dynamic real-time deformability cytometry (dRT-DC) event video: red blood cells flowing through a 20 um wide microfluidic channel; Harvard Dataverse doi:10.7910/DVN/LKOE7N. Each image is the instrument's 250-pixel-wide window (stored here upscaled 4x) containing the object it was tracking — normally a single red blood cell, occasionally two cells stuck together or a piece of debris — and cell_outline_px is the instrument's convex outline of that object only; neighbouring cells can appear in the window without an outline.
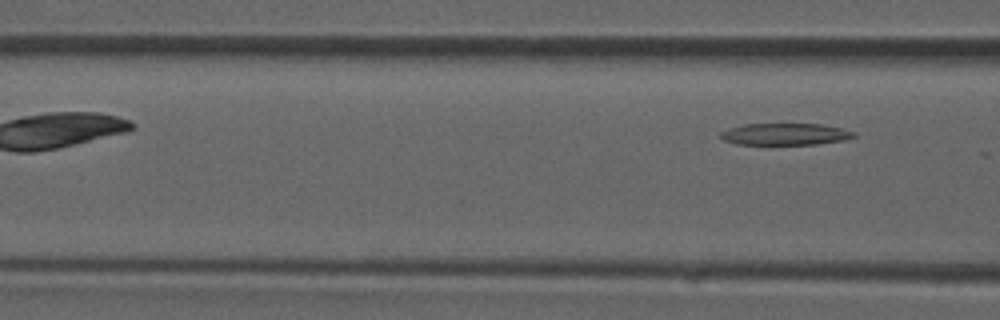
{"species": "common noctule bat (a hibernating species)", "species_latin": "Nyctalus noctula", "temperature_condition": "room temperature", "stored_images_in_passage": 3, "camera_frame_rate_fps": 3000, "um_per_image_px": 0.085, "animal": {"sex": "male", "forearm_length_mm": 52.5}, "frame": {"image": 1, "passage_image": 3, "time_ms": 3.0, "image_size_px": [1000, 320], "cell_outline_px": [[856, 136], [844, 140], [816, 144], [736, 144], [724, 140], [720, 136], [720, 132], [728, 128], [744, 124], [820, 124], [840, 128], [856, 132]], "centroid_in_image_um": [66.73, 11.4], "position_along_channel_um": 99.9, "area_um2": 16.82}}